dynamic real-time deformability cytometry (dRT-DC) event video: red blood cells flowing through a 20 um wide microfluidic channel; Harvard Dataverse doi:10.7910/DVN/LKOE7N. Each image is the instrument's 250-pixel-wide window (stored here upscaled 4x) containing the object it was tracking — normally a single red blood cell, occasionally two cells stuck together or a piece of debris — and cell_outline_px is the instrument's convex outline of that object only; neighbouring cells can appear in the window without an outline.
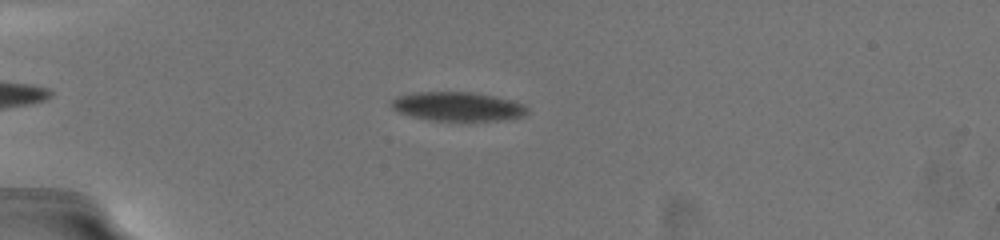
{"species": "common noctule bat (a hibernating species)", "species_latin": "Nyctalus noctula", "temperature_condition": "warm", "stored_images_in_passage": 48, "camera_frame_rate_fps": 3000, "um_per_image_px": 0.085, "animal": {"sex": "female", "body_mass_g": 19.5, "forearm_length_mm": 54.1}, "frame": {"image": 1, "passage_image": 9, "time_ms": 3.333, "image_size_px": [1000, 240], "cell_outline_px": [[528, 112], [520, 116], [504, 120], [428, 120], [412, 116], [400, 112], [392, 108], [392, 100], [396, 96], [416, 92], [468, 92], [492, 96], [508, 100], [520, 104], [528, 108]], "centroid_in_image_um": [38.85, 9.05], "position_along_channel_um": 46.2, "area_um2": 22.43}}
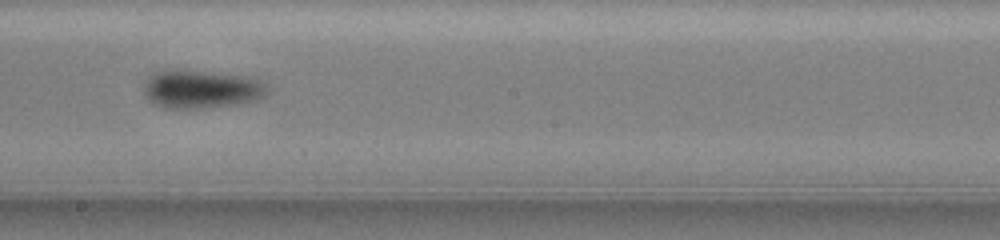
{"frame": {"image": 2, "passage_image": 26, "time_ms": 9.333, "image_size_px": [1000, 240], "cell_outline_px": [[268, 92], [260, 100], [236, 104], [204, 108], [164, 108], [156, 104], [144, 92], [144, 84], [148, 76], [152, 72], [164, 68], [172, 68], [248, 76], [260, 80], [264, 84]], "centroid_in_image_um": [17.1, 7.55], "position_along_channel_um": 231.1, "area_um2": 27.92}}
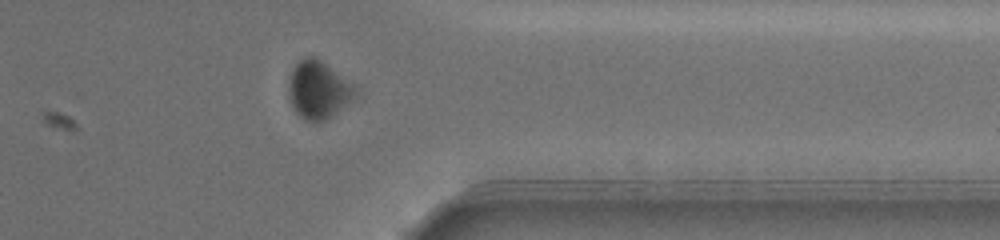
{"frame": {"image": 3, "passage_image": 38, "time_ms": 13.667, "image_size_px": [1000, 240], "cell_outline_px": [[356, 96], [352, 100], [336, 112], [324, 120], [304, 120], [296, 112], [292, 104], [288, 88], [288, 84], [292, 68], [304, 56], [312, 56], [320, 60], [352, 84], [356, 88]], "centroid_in_image_um": [27.04, 7.62], "position_along_channel_um": 384.4, "area_um2": 21.79}, "authors_computed_cell_mechanics": {"area_um2": 23.4379, "velocity_mm_per_s": 3.6431, "shape_relaxation_time_tau1_ms": 3.2818, "shape_relaxation_time_tau2_ms": null, "deformation_change_tau1": 0.1108, "deformation_change_tau2": null}}